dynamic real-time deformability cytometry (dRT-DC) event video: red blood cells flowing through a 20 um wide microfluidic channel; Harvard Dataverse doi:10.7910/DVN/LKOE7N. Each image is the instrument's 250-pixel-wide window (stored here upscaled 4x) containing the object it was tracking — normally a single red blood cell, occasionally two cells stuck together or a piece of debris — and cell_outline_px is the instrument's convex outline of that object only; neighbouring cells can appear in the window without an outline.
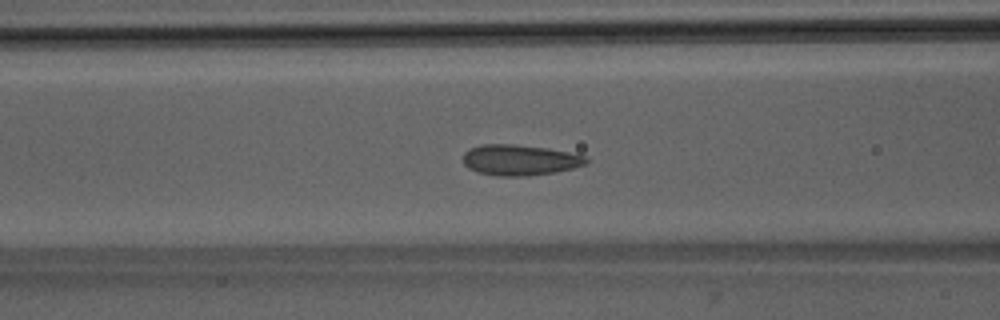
{"species": "Egyptian fruit bat (a non-hibernating species)", "species_latin": "Rousettus aegyptiacus", "temperature_condition": "room temperature", "stored_images_in_passage": 39, "segment_of_instrument_passage": [1, 2], "camera_frame_rate_fps": 3000, "um_per_image_px": 0.085, "animal": {"sex": "male"}, "frame": {"image": 1, "passage_image": 8, "time_ms": 2.333, "image_size_px": [1000, 320], "cell_outline_px": [[588, 164], [556, 172], [528, 176], [496, 176], [480, 172], [468, 168], [464, 164], [464, 152], [480, 144], [512, 144], [548, 148], [568, 152], [584, 156], [588, 160]], "centroid_in_image_um": [44.19, 13.6], "position_along_channel_um": 122.4, "area_um2": 21.96}}
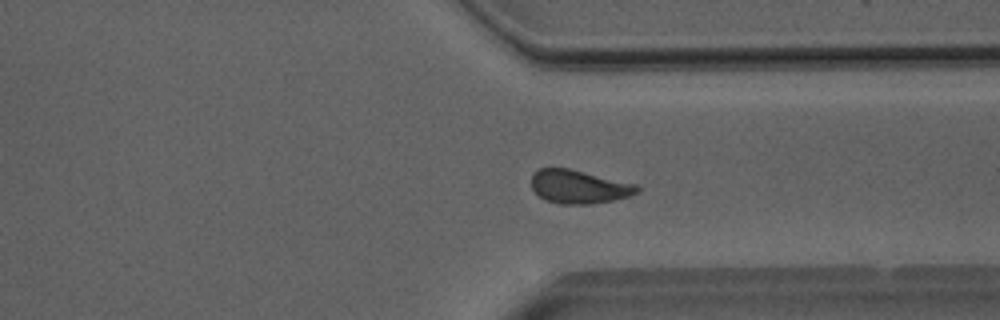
{"frame": {"image": 2, "passage_image": 26, "time_ms": 8.333, "image_size_px": [1000, 320], "cell_outline_px": [[640, 192], [616, 200], [588, 204], [560, 204], [544, 200], [532, 188], [532, 172], [540, 168], [568, 168], [636, 184], [640, 188]], "centroid_in_image_um": [49.21, 15.88], "position_along_channel_um": 362.2, "area_um2": 20.63}}
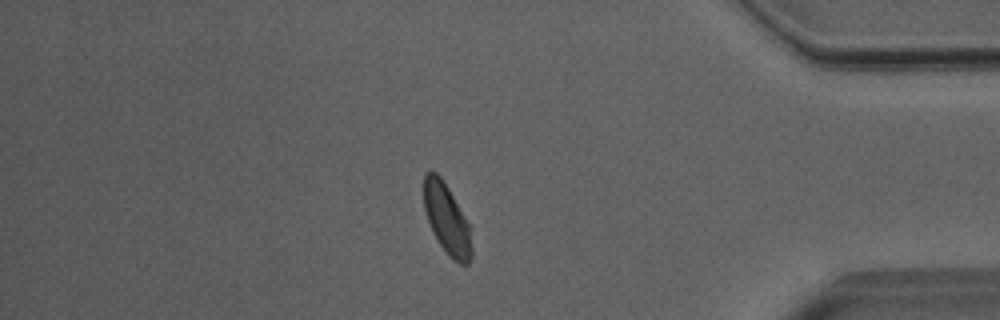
{"frame": {"image": 3, "passage_image": 31, "time_ms": 10.0, "image_size_px": [1000, 320], "cell_outline_px": [[472, 256], [468, 264], [460, 264], [452, 260], [448, 256], [432, 232], [424, 208], [424, 172], [436, 172], [440, 176], [448, 188], [472, 228]], "centroid_in_image_um": [38.01, 18.67], "position_along_channel_um": 397.2, "area_um2": 19.77}}